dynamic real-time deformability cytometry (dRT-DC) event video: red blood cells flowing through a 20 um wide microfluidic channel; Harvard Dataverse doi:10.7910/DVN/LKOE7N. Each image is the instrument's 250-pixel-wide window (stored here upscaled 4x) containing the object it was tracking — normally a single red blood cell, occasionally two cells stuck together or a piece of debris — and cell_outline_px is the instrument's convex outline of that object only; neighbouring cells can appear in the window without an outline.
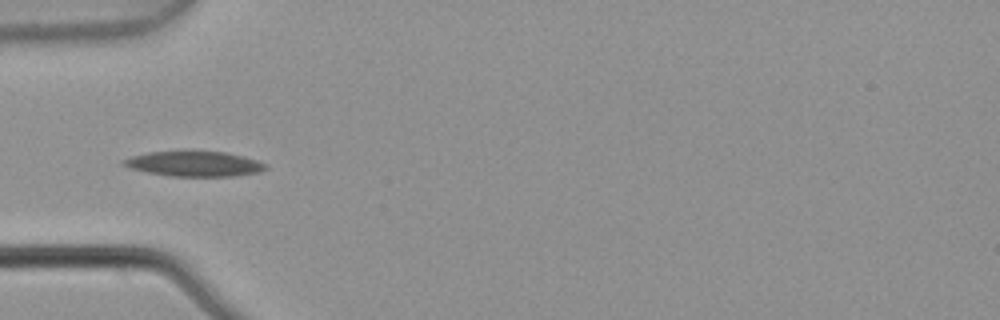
{"species": "common noctule bat (a hibernating species)", "species_latin": "Nyctalus noctula", "temperature_condition": "warm", "stored_images_in_passage": 7, "camera_frame_rate_fps": 3000, "um_per_image_px": 0.085, "animal": {"sex": "male", "body_mass_g": 21.5, "forearm_length_mm": 52.0}, "frame": {"image": 1, "passage_image": 6, "time_ms": 1.667, "image_size_px": [1000, 320], "cell_outline_px": [[268, 168], [260, 172], [232, 176], [172, 176], [148, 172], [132, 168], [120, 164], [120, 160], [132, 156], [148, 152], [224, 152], [256, 160], [268, 164]], "centroid_in_image_um": [16.51, 13.93], "position_along_channel_um": 68.5, "area_um2": 20.46}}
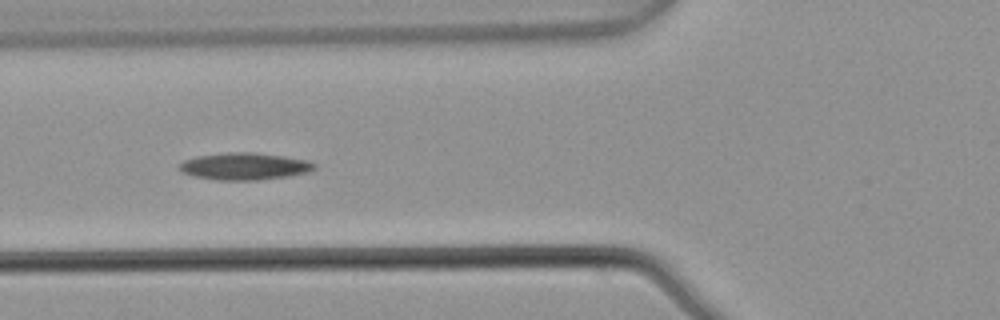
{"frame": {"image": 2, "passage_image": 7, "time_ms": 2.0, "image_size_px": [1000, 320], "cell_outline_px": [[316, 168], [308, 172], [288, 176], [256, 180], [216, 180], [196, 176], [184, 172], [180, 168], [180, 164], [184, 160], [196, 156], [228, 152], [252, 152], [284, 156], [308, 160], [316, 164]], "centroid_in_image_um": [20.82, 14.13], "position_along_channel_um": 105.0, "area_um2": 21.15}}